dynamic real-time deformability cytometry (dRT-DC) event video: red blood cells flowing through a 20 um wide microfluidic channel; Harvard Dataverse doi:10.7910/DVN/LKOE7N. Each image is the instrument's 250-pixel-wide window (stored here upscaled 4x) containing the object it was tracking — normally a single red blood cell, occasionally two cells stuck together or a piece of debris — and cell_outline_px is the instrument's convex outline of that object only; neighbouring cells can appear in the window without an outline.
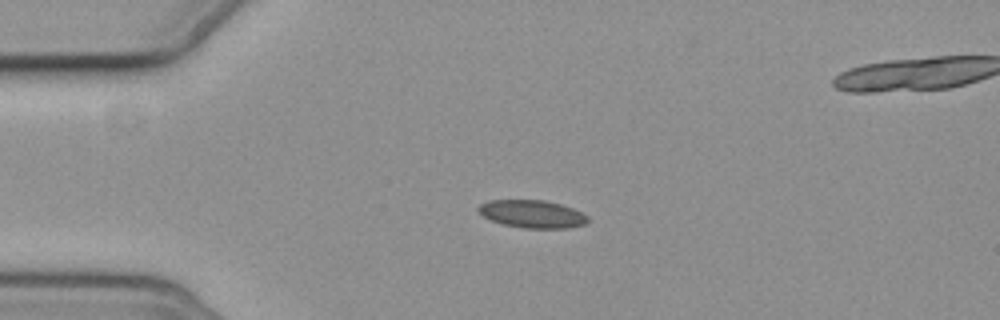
{"species": "common noctule bat (a hibernating species)", "species_latin": "Nyctalus noctula", "temperature_condition": "cold", "stored_images_in_passage": 4, "camera_frame_rate_fps": 3000, "um_per_image_px": 0.085, "animal": {"sex": "female", "body_mass_g": 19.3, "forearm_length_mm": 54.1}, "frame": {"image": 1, "passage_image": 2, "time_ms": 1.333, "image_size_px": [1000, 320], "cell_outline_px": [[588, 220], [584, 224], [572, 228], [524, 228], [504, 224], [492, 220], [484, 216], [476, 208], [480, 204], [488, 200], [544, 200], [560, 204], [572, 208], [588, 216]], "centroid_in_image_um": [45.24, 18.18], "position_along_channel_um": 39.8, "area_um2": 17.57}}